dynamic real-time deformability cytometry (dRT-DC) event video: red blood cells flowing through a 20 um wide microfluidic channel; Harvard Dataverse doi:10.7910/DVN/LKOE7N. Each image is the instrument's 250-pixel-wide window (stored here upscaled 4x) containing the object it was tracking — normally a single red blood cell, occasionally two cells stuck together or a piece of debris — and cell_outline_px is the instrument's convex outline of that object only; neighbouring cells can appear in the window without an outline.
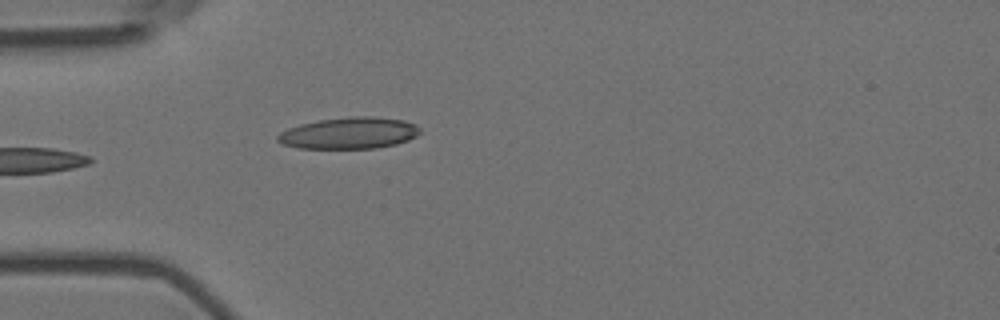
{"species": "Egyptian fruit bat (a non-hibernating species)", "species_latin": "Rousettus aegyptiacus", "temperature_condition": "room temperature", "stored_images_in_passage": 6, "camera_frame_rate_fps": 3000, "um_per_image_px": 0.085, "animal": {"sex": "female"}, "frame": {"image": 1, "passage_image": 6, "time_ms": 1.667, "image_size_px": [1000, 320], "cell_outline_px": [[420, 132], [416, 136], [408, 140], [396, 144], [376, 148], [296, 148], [280, 144], [276, 140], [276, 136], [280, 132], [288, 128], [300, 124], [320, 120], [356, 116], [372, 116], [404, 120], [416, 124], [420, 128]], "centroid_in_image_um": [29.66, 11.31], "position_along_channel_um": 55.3, "area_um2": 26.24}}